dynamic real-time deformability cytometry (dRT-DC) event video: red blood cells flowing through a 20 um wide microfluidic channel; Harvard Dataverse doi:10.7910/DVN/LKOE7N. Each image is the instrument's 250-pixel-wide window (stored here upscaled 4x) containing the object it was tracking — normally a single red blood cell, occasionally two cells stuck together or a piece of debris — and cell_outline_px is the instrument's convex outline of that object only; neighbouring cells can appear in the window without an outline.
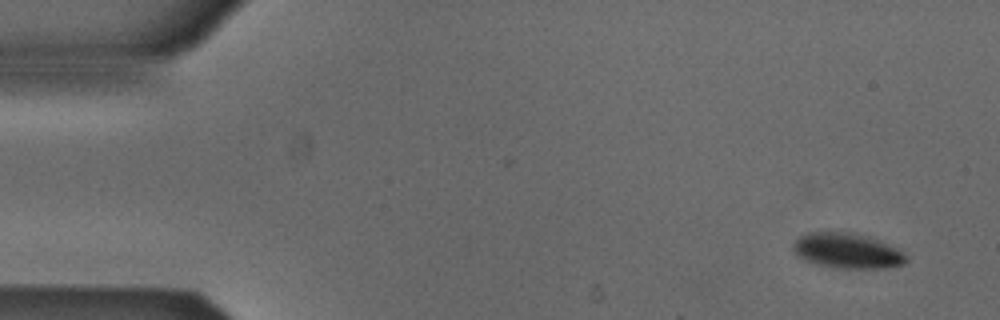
{"species": "Egyptian fruit bat (a non-hibernating species)", "species_latin": "Rousettus aegyptiacus", "temperature_condition": "cold", "stored_images_in_passage": 4, "camera_frame_rate_fps": 3000, "um_per_image_px": 0.085, "animal": {"sex": "male"}, "frame": {"image": 1, "passage_image": 1, "time_ms": 0.0, "image_size_px": [1000, 320], "cell_outline_px": [[908, 260], [904, 264], [888, 268], [832, 268], [816, 264], [804, 260], [796, 256], [792, 248], [792, 244], [800, 236], [808, 232], [848, 232], [868, 236], [880, 240], [904, 252], [908, 256]], "centroid_in_image_um": [72.01, 21.33], "position_along_channel_um": 13.0, "area_um2": 23.52}}
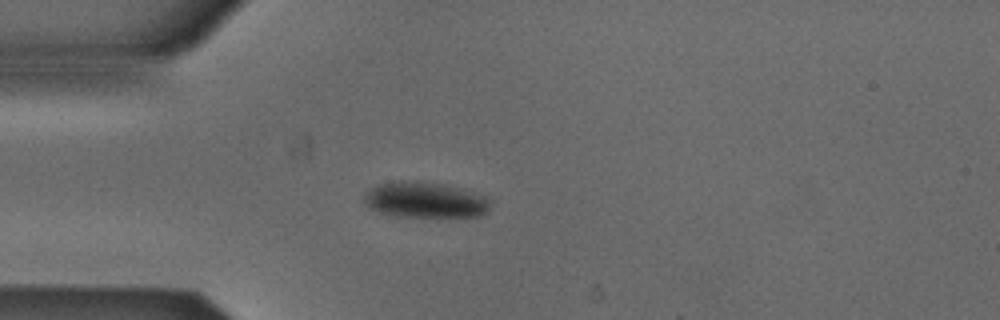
{"frame": {"image": 2, "passage_image": 4, "time_ms": 1.0, "image_size_px": [1000, 320], "cell_outline_px": [[492, 200], [488, 212], [480, 216], [396, 216], [380, 212], [368, 208], [364, 204], [364, 196], [372, 188], [380, 184], [416, 180], [444, 184], [460, 188], [484, 196]], "centroid_in_image_um": [36.16, 17.0], "position_along_channel_um": 48.8, "area_um2": 26.07}}